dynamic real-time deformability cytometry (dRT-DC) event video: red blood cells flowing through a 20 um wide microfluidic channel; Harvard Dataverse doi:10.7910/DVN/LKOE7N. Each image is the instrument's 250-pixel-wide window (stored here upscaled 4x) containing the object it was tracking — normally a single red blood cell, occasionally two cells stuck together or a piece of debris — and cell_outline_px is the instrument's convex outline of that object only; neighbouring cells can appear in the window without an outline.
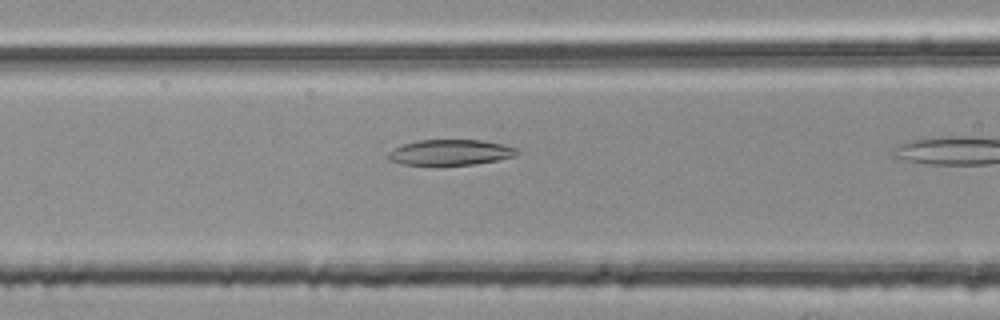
{"species": "common noctule bat (a hibernating species)", "species_latin": "Nyctalus noctula", "temperature_condition": "room temperature", "stored_images_in_passage": 8, "camera_frame_rate_fps": 3000, "um_per_image_px": 0.085, "animal": {"sex": "female", "body_mass_g": 25.1}, "frame": {"image": 1, "passage_image": 7, "time_ms": 2.0, "image_size_px": [1000, 320], "cell_outline_px": [[520, 152], [512, 156], [496, 160], [472, 164], [404, 164], [392, 160], [388, 156], [388, 152], [404, 144], [420, 140], [480, 140], [520, 148]], "centroid_in_image_um": [38.33, 12.93], "position_along_channel_um": 128.3, "area_um2": 18.61}}